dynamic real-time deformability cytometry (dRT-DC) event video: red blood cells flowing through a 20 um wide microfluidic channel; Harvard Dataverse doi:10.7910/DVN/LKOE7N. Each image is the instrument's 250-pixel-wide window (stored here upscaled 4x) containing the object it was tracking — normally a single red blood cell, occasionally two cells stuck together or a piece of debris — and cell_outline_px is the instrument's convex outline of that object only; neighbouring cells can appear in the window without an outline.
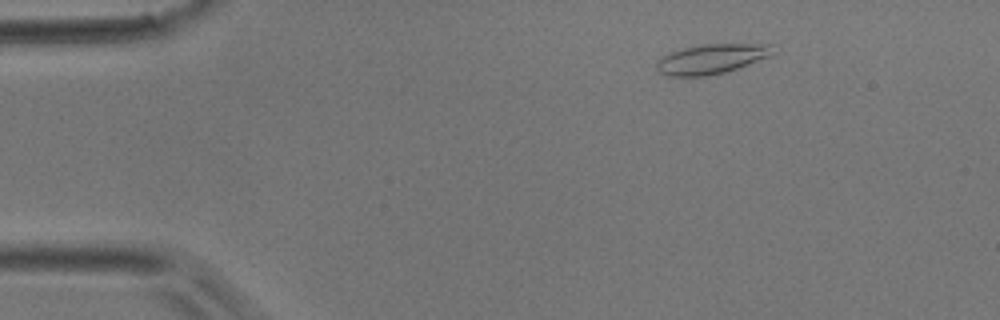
{"species": "common noctule bat (a hibernating species)", "species_latin": "Nyctalus noctula", "temperature_condition": "room temperature", "stored_images_in_passage": 4, "camera_frame_rate_fps": 3000, "um_per_image_px": 0.085, "animal": {"sex": "male", "body_mass_g": 17.9}, "frame": {"image": 1, "passage_image": 2, "time_ms": 0.333, "image_size_px": [1000, 320], "cell_outline_px": [[776, 52], [768, 56], [736, 68], [724, 72], [708, 76], [668, 76], [660, 72], [656, 68], [656, 64], [668, 52], [700, 44], [772, 44]], "centroid_in_image_um": [60.46, 5.0], "position_along_channel_um": 24.5, "area_um2": 19.94}}